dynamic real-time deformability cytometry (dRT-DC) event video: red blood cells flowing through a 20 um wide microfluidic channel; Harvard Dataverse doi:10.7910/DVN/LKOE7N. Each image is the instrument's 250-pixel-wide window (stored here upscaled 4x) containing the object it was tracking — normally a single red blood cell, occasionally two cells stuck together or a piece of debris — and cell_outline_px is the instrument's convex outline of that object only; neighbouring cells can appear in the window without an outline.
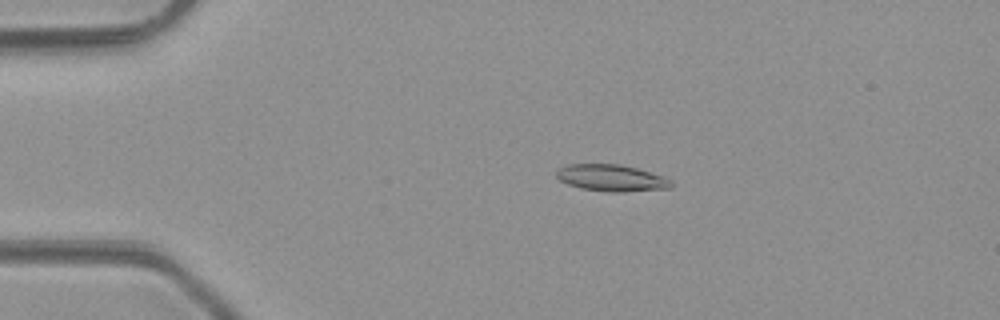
{"species": "common noctule bat (a hibernating species)", "species_latin": "Nyctalus noctula", "temperature_condition": "room temperature", "stored_images_in_passage": 6, "camera_frame_rate_fps": 3000, "um_per_image_px": 0.085, "animal": {"sex": "male", "body_mass_g": 23.1, "forearm_length_mm": 52.7}, "frame": {"image": 1, "passage_image": 4, "time_ms": 3.333, "image_size_px": [1000, 320], "cell_outline_px": [[672, 188], [624, 192], [612, 192], [580, 188], [568, 184], [560, 180], [556, 176], [556, 172], [560, 168], [568, 164], [620, 164], [636, 168], [664, 176], [672, 180]], "centroid_in_image_um": [52.0, 15.13], "position_along_channel_um": 33.0, "area_um2": 17.86}}